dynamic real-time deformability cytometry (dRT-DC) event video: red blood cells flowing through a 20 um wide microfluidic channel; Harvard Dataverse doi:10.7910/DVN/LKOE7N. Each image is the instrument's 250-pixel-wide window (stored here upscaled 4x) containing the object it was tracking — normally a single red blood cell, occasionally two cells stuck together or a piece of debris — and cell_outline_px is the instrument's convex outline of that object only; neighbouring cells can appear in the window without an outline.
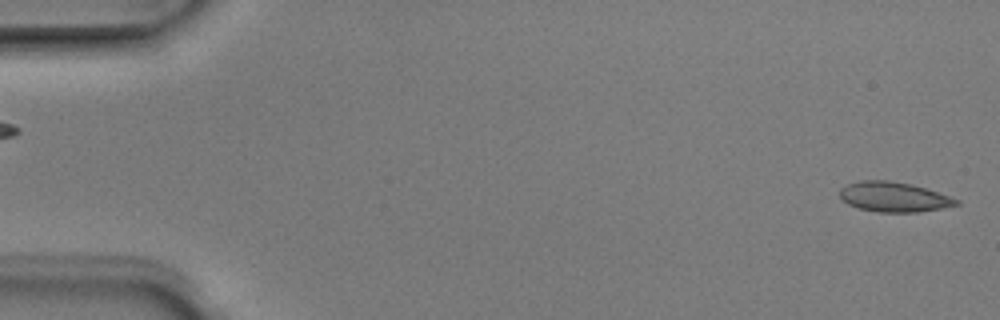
{"species": "Egyptian fruit bat (a non-hibernating species)", "species_latin": "Rousettus aegyptiacus", "temperature_condition": "room temperature", "stored_images_in_passage": 5, "segment_of_instrument_passage": [2, 2], "camera_frame_rate_fps": 3000, "um_per_image_px": 0.085, "animal": {"sex": "male"}, "frame": {"image": 1, "passage_image": 5, "time_ms": 1.333, "image_size_px": [1000, 320], "cell_outline_px": [[960, 204], [940, 208], [916, 212], [876, 212], [860, 208], [848, 204], [840, 196], [840, 188], [848, 184], [860, 180], [888, 180], [912, 184], [960, 200]], "centroid_in_image_um": [75.95, 16.73], "position_along_channel_um": 9.0, "area_um2": 20.06}}